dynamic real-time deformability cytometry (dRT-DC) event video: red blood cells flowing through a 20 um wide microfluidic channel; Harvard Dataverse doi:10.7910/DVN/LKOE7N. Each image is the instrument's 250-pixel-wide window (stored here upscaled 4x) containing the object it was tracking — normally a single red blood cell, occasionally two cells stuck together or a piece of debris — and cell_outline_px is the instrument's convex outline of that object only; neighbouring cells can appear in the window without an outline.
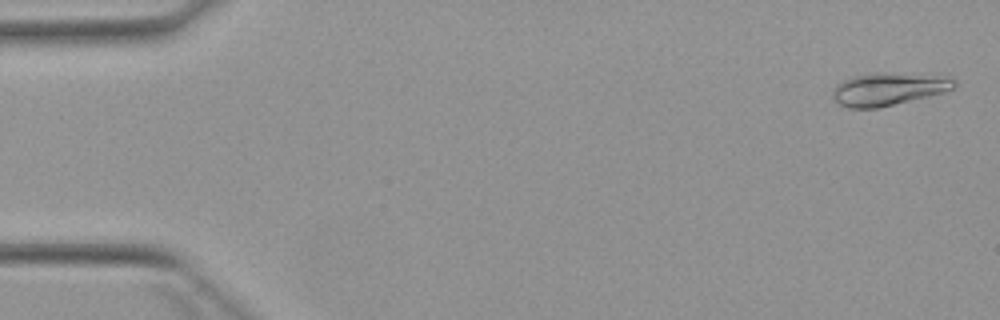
{"species": "Egyptian fruit bat (a non-hibernating species)", "species_latin": "Rousettus aegyptiacus", "temperature_condition": "warm", "stored_images_in_passage": 2, "segment_of_instrument_passage": [2, 2], "camera_frame_rate_fps": 3000, "um_per_image_px": 0.085, "animal": {"sex": "female"}, "frame": {"image": 1, "passage_image": 2, "time_ms": 1.333, "image_size_px": [1000, 320], "cell_outline_px": [[956, 84], [952, 88], [944, 92], [880, 108], [848, 108], [840, 104], [832, 96], [832, 88], [836, 84], [852, 76], [876, 72], [880, 72], [920, 76], [956, 80]], "centroid_in_image_um": [75.37, 7.6], "position_along_channel_um": 9.6, "area_um2": 22.48}}